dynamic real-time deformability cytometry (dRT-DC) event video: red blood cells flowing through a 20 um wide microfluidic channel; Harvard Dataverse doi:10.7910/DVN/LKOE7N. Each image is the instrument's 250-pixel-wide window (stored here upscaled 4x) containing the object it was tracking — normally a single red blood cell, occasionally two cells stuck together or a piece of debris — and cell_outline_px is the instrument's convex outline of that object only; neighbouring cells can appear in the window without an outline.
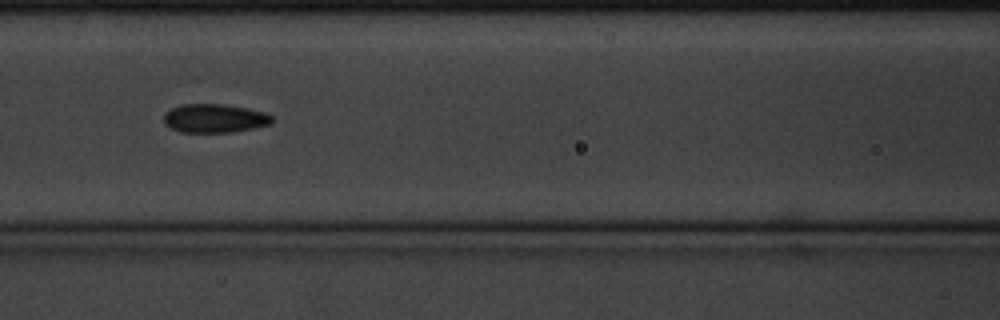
{"species": "common noctule bat (a hibernating species)", "species_latin": "Nyctalus noctula", "temperature_condition": "cold", "stored_images_in_passage": 11, "segment_of_instrument_passage": [1, 2], "camera_frame_rate_fps": 3000, "um_per_image_px": 0.085, "animal": {"sex": "male", "body_mass_g": 20.1, "forearm_length_mm": 53.5}, "frame": {"image": 1, "passage_image": 7, "time_ms": 2.0, "image_size_px": [1000, 320], "cell_outline_px": [[272, 124], [232, 132], [180, 132], [168, 128], [164, 124], [164, 112], [180, 104], [224, 104], [264, 112], [272, 116]], "centroid_in_image_um": [18.18, 10.06], "position_along_channel_um": 148.4, "area_um2": 18.15}}
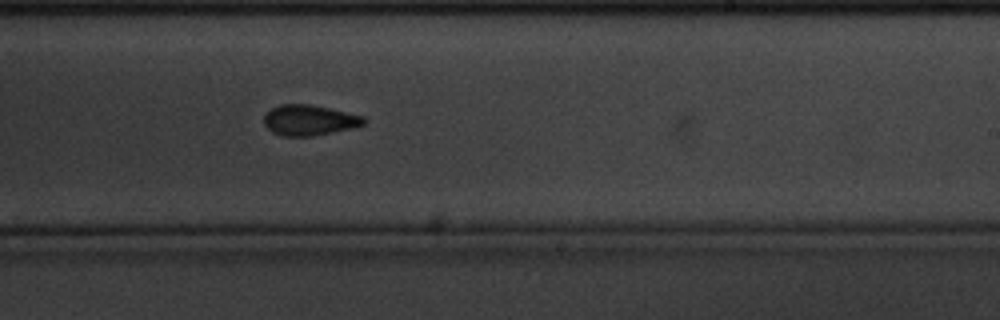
{"frame": {"image": 2, "passage_image": 10, "time_ms": 3.0, "image_size_px": [1000, 320], "cell_outline_px": [[364, 124], [348, 128], [312, 136], [284, 136], [272, 132], [264, 124], [264, 116], [272, 108], [280, 104], [308, 104], [328, 108], [364, 116]], "centroid_in_image_um": [26.24, 10.21], "position_along_channel_um": 262.8, "area_um2": 17.34}}